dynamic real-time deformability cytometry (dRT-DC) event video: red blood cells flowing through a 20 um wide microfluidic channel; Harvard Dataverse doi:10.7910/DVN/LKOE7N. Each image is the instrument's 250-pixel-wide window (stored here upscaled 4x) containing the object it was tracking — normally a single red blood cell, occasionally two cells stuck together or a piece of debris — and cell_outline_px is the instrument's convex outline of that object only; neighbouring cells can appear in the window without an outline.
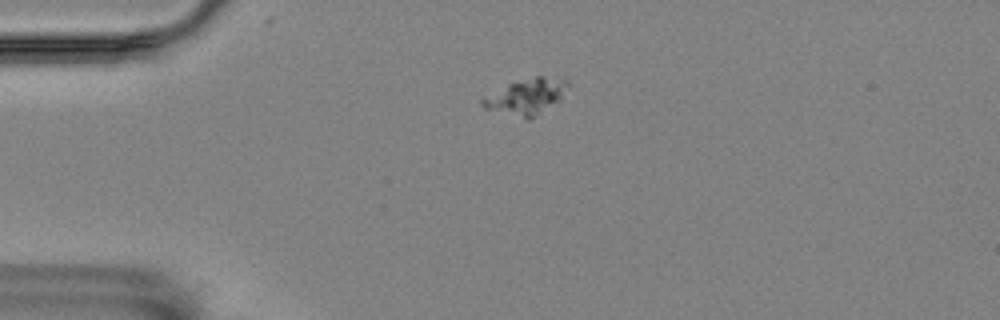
{"species": "Egyptian fruit bat (a non-hibernating species)", "species_latin": "Rousettus aegyptiacus", "temperature_condition": "room temperature", "stored_images_in_passage": 39, "camera_frame_rate_fps": 3000, "um_per_image_px": 0.085, "animal": {"sex": "female"}, "frame": {"image": 1, "passage_image": 1, "time_ms": 0.0, "image_size_px": [1000, 320], "cell_outline_px": [[568, 88], [560, 100], [528, 120], [484, 108], [480, 104], [480, 100], [508, 84], [536, 76], [544, 76], [568, 80]], "centroid_in_image_um": [44.75, 8.22], "position_along_channel_um": 40.2, "area_um2": 17.46}}
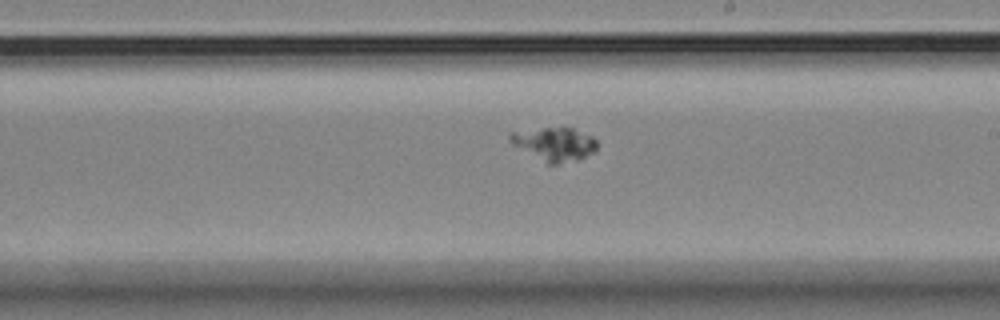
{"frame": {"image": 2, "passage_image": 21, "time_ms": 6.667, "image_size_px": [1000, 320], "cell_outline_px": [[596, 152], [576, 160], [556, 164], [548, 164], [512, 144], [508, 140], [508, 132], [544, 128], [572, 128], [592, 136], [596, 140]], "centroid_in_image_um": [47.11, 12.24], "position_along_channel_um": 241.9, "area_um2": 16.82}}
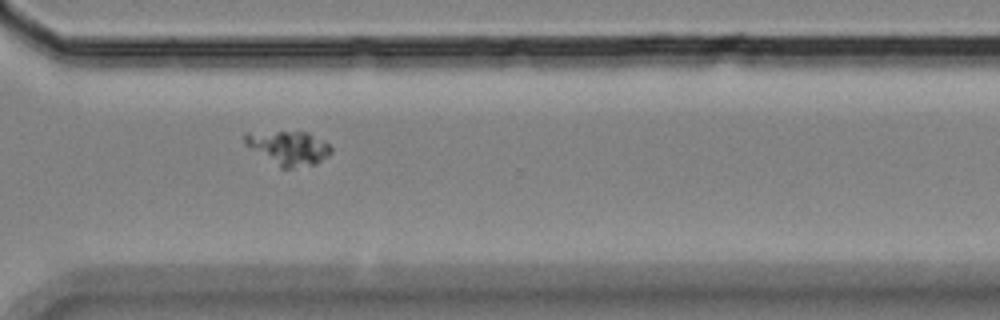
{"frame": {"image": 3, "passage_image": 30, "time_ms": 9.667, "image_size_px": [1000, 320], "cell_outline_px": [[332, 152], [328, 156], [316, 164], [292, 168], [280, 168], [244, 144], [244, 132], [308, 132], [324, 140], [332, 148]], "centroid_in_image_um": [24.53, 12.57], "position_along_channel_um": 346.1, "area_um2": 17.17}}